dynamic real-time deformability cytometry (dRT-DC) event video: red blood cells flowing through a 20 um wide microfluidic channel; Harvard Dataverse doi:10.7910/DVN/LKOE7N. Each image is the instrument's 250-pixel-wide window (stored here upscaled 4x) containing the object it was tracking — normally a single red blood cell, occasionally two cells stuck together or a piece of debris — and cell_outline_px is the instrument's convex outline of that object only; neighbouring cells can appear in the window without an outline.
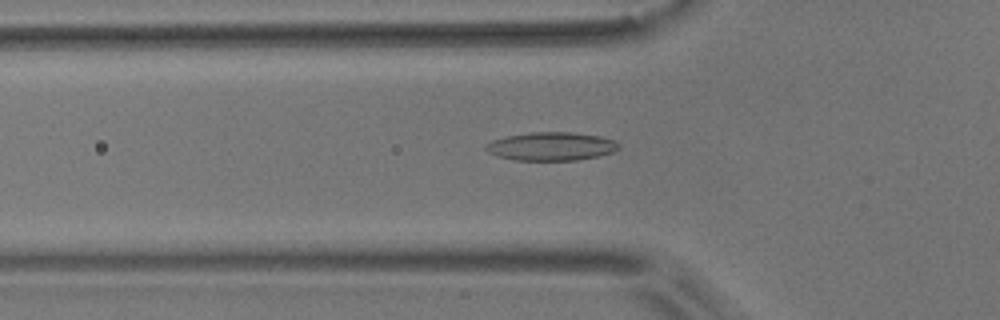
{"species": "common noctule bat (a hibernating species)", "species_latin": "Nyctalus noctula", "temperature_condition": "room temperature", "stored_images_in_passage": 56, "camera_frame_rate_fps": 3000, "um_per_image_px": 0.085, "animal": {"sex": "male", "body_mass_g": 17.9}, "frame": {"image": 1, "passage_image": 19, "time_ms": 6.0, "image_size_px": [1000, 320], "cell_outline_px": [[620, 148], [612, 152], [596, 156], [576, 160], [516, 160], [496, 156], [488, 152], [484, 148], [492, 140], [504, 136], [532, 132], [572, 132], [600, 136], [612, 140], [620, 144]], "centroid_in_image_um": [46.83, 12.43], "position_along_channel_um": 79.0, "area_um2": 21.91}}
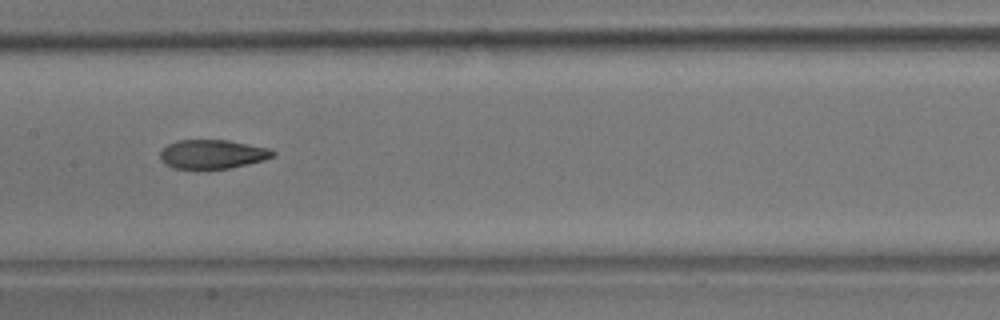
{"frame": {"image": 2, "passage_image": 28, "time_ms": 9.0, "image_size_px": [1000, 320], "cell_outline_px": [[276, 156], [264, 160], [248, 164], [228, 168], [172, 168], [164, 164], [160, 160], [160, 152], [168, 144], [176, 140], [228, 140], [268, 148], [276, 152]], "centroid_in_image_um": [18.05, 13.1], "position_along_channel_um": 189.3, "area_um2": 19.02}}
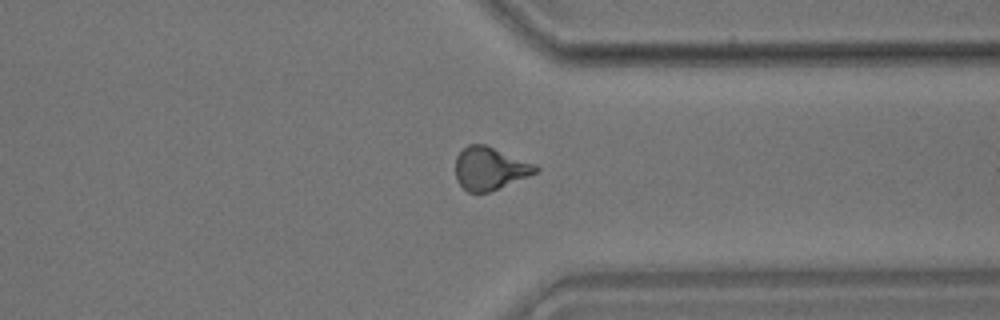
{"frame": {"image": 3, "passage_image": 43, "time_ms": 14.0, "image_size_px": [1000, 320], "cell_outline_px": [[540, 168], [536, 172], [528, 176], [488, 192], [468, 192], [456, 180], [456, 156], [468, 144], [484, 144], [536, 164]], "centroid_in_image_um": [41.63, 14.31], "position_along_channel_um": 369.8, "area_um2": 19.71}, "authors_computed_cell_mechanics": {"area_um2": 20.0855, "velocity_mm_per_s": 3.641, "shape_relaxation_time_tau1_ms": 6.7216, "shape_relaxation_time_tau2_ms": 2.9481, "deformation_change_tau1": 0.1799, "deformation_change_tau2": 0.1011}}